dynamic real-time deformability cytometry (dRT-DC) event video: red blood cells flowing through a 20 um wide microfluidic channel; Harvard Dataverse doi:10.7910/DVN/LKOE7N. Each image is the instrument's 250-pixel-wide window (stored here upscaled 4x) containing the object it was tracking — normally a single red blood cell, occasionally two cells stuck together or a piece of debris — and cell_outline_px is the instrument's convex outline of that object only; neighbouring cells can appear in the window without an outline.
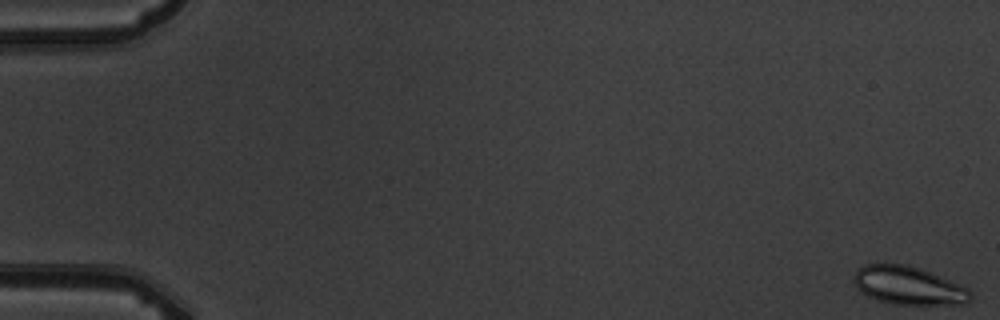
{"species": "common noctule bat (a hibernating species)", "species_latin": "Nyctalus noctula", "temperature_condition": "warm", "stored_images_in_passage": 6, "camera_frame_rate_fps": 3000, "um_per_image_px": 0.085, "animal": {"sex": "male", "body_mass_g": 19.5, "forearm_length_mm": 54.6}, "frame": {"image": 1, "passage_image": 1, "time_ms": 0.0, "image_size_px": [1000, 320], "cell_outline_px": [[972, 300], [968, 304], [892, 304], [876, 300], [860, 292], [856, 288], [852, 280], [852, 276], [864, 264], [904, 264], [928, 272], [968, 288], [972, 296]], "centroid_in_image_um": [77.18, 24.29], "position_along_channel_um": 7.8, "area_um2": 25.84}}
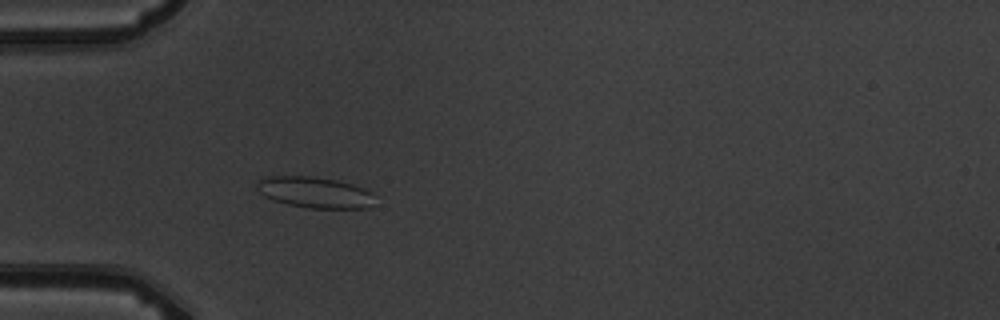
{"frame": {"image": 2, "passage_image": 6, "time_ms": 5.667, "image_size_px": [1000, 320], "cell_outline_px": [[372, 208], [308, 208], [288, 204], [264, 196], [260, 192], [256, 184], [260, 176], [312, 176], [336, 180], [352, 184], [364, 188], [372, 192]], "centroid_in_image_um": [26.74, 16.34], "position_along_channel_um": 58.3, "area_um2": 21.33}}